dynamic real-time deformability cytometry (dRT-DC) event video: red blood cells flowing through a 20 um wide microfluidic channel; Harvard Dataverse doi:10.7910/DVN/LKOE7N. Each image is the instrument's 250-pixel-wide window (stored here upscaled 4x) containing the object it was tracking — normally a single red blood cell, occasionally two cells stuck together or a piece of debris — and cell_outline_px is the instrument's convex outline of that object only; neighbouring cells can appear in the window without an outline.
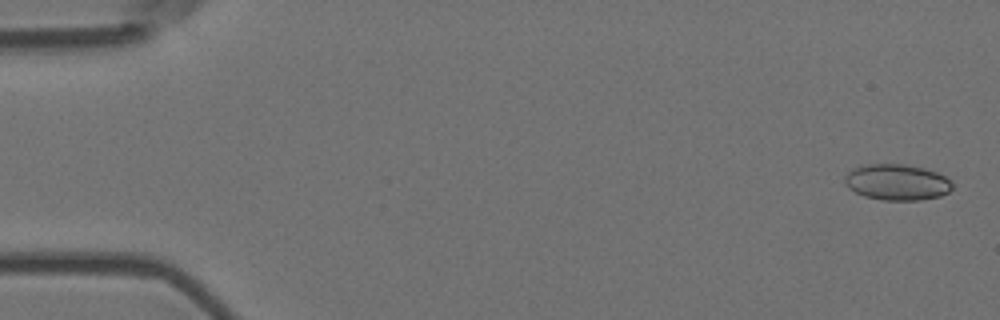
{"species": "Egyptian fruit bat (a non-hibernating species)", "species_latin": "Rousettus aegyptiacus", "temperature_condition": "room temperature", "stored_images_in_passage": 19, "camera_frame_rate_fps": 3000, "um_per_image_px": 0.085, "animal": {"sex": "female"}, "frame": {"image": 1, "passage_image": 2, "time_ms": 0.333, "image_size_px": [1000, 320], "cell_outline_px": [[952, 188], [948, 192], [940, 196], [920, 200], [884, 200], [864, 196], [848, 188], [844, 184], [844, 176], [852, 168], [860, 164], [904, 164], [924, 168], [936, 172], [952, 180]], "centroid_in_image_um": [76.21, 15.48], "position_along_channel_um": 8.8, "area_um2": 22.77}}
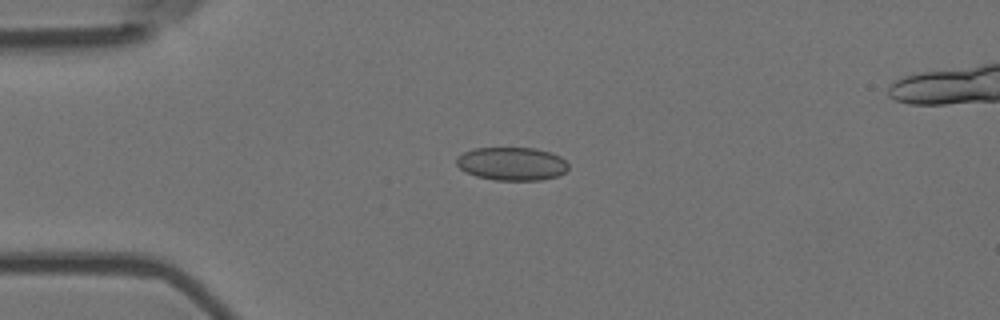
{"frame": {"image": 2, "passage_image": 14, "time_ms": 4.333, "image_size_px": [1000, 320], "cell_outline_px": [[568, 168], [564, 172], [556, 176], [540, 180], [496, 180], [476, 176], [460, 168], [456, 164], [456, 160], [464, 152], [476, 148], [536, 148], [552, 152], [560, 156], [568, 164]], "centroid_in_image_um": [43.53, 13.91], "position_along_channel_um": 41.5, "area_um2": 21.5}}